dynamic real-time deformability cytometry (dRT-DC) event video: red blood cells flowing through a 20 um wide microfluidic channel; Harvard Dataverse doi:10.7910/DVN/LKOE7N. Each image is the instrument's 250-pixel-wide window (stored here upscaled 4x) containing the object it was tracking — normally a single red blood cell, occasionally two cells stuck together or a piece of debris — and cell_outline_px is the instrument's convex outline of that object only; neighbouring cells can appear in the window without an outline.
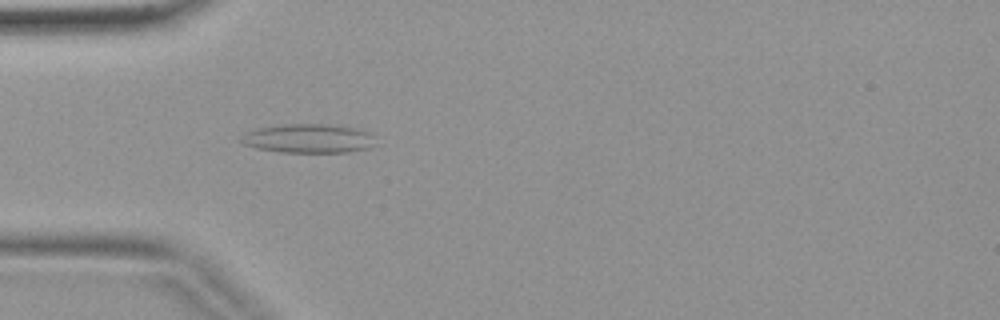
{"species": "common noctule bat (a hibernating species)", "species_latin": "Nyctalus noctula", "temperature_condition": "warm", "stored_images_in_passage": 4, "camera_frame_rate_fps": 3000, "um_per_image_px": 0.085, "animal": {"sex": "female", "body_mass_g": 19.9}, "frame": {"image": 1, "passage_image": 4, "time_ms": 1.0, "image_size_px": [1000, 320], "cell_outline_px": [[376, 144], [368, 148], [348, 152], [280, 152], [256, 148], [244, 144], [236, 140], [244, 132], [260, 128], [280, 124], [332, 124], [356, 128], [368, 132], [376, 136]], "centroid_in_image_um": [26.22, 11.76], "position_along_channel_um": 58.8, "area_um2": 23.12}}